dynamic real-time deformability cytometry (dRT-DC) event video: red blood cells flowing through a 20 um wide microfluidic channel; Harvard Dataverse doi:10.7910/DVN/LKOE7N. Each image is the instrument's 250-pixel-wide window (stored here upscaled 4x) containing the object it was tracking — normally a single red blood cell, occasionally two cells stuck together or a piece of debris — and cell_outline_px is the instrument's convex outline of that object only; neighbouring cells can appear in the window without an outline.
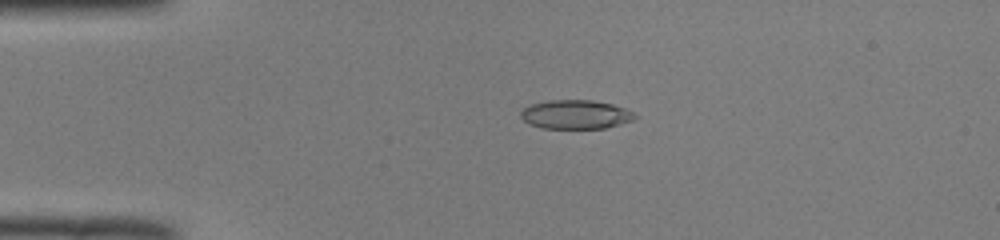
{"species": "common noctule bat (a hibernating species)", "species_latin": "Nyctalus noctula", "temperature_condition": "room temperature", "stored_images_in_passage": 44, "camera_frame_rate_fps": 3000, "um_per_image_px": 0.085, "animal": {"sex": "male", "body_mass_g": 19.0, "forearm_length_mm": 50.8}, "frame": {"image": 1, "passage_image": 4, "time_ms": 1.0, "image_size_px": [1000, 240], "cell_outline_px": [[640, 116], [632, 120], [620, 124], [604, 128], [540, 128], [528, 124], [520, 116], [520, 112], [524, 108], [532, 104], [548, 100], [592, 100], [612, 104], [636, 112]], "centroid_in_image_um": [48.95, 9.73], "position_along_channel_um": 36.1, "area_um2": 19.36}}
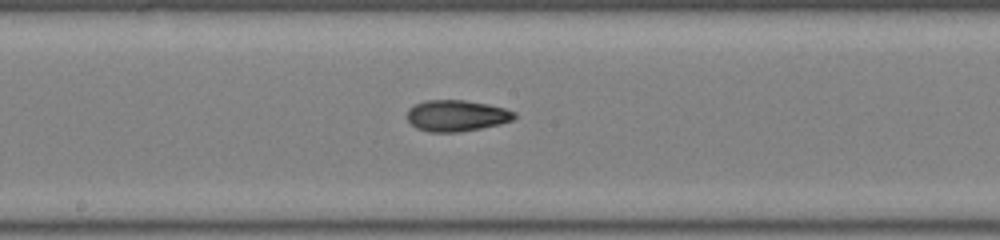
{"frame": {"image": 2, "passage_image": 20, "time_ms": 6.333, "image_size_px": [1000, 240], "cell_outline_px": [[516, 116], [512, 120], [500, 124], [460, 132], [428, 132], [416, 128], [408, 120], [408, 108], [424, 100], [464, 100], [488, 104], [504, 108], [516, 112]], "centroid_in_image_um": [38.8, 9.83], "position_along_channel_um": 209.4, "area_um2": 19.54}}
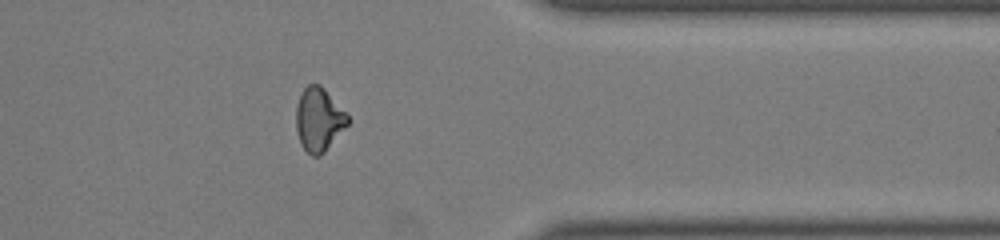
{"frame": {"image": 3, "passage_image": 34, "time_ms": 11.0, "image_size_px": [1000, 240], "cell_outline_px": [[348, 124], [324, 152], [320, 156], [312, 156], [300, 144], [296, 128], [296, 108], [300, 96], [304, 88], [308, 84], [320, 84], [324, 88], [348, 116]], "centroid_in_image_um": [27.07, 10.16], "position_along_channel_um": 384.3, "area_um2": 18.79}, "authors_computed_cell_mechanics": {"area_um2": 19.2474, "velocity_mm_per_s": 3.9807, "shape_relaxation_time_tau1_ms": null, "shape_relaxation_time_tau2_ms": 2.7335, "deformation_change_tau1": null, "deformation_change_tau2": 0.093}}